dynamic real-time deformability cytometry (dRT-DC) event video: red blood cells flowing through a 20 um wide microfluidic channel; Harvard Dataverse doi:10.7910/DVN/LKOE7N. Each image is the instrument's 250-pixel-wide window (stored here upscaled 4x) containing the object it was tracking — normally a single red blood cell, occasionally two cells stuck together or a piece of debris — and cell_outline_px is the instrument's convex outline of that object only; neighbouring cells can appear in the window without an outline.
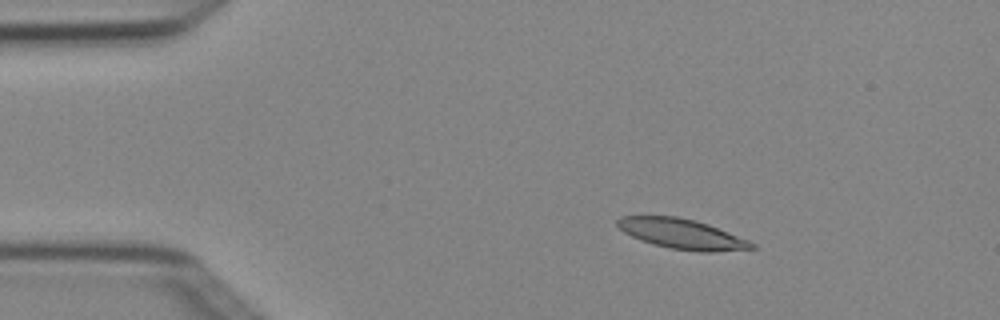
{"species": "Egyptian fruit bat (a non-hibernating species)", "species_latin": "Rousettus aegyptiacus", "temperature_condition": "cold", "stored_images_in_passage": 6, "camera_frame_rate_fps": 3000, "um_per_image_px": 0.085, "animal": {"sex": "female"}, "frame": {"image": 1, "passage_image": 3, "time_ms": 0.667, "image_size_px": [1000, 320], "cell_outline_px": [[756, 248], [712, 252], [700, 252], [668, 248], [652, 244], [632, 236], [624, 232], [616, 224], [616, 220], [620, 216], [676, 216], [696, 220], [708, 224], [748, 240], [756, 244]], "centroid_in_image_um": [57.96, 19.88], "position_along_channel_um": 27.0, "area_um2": 23.47}}
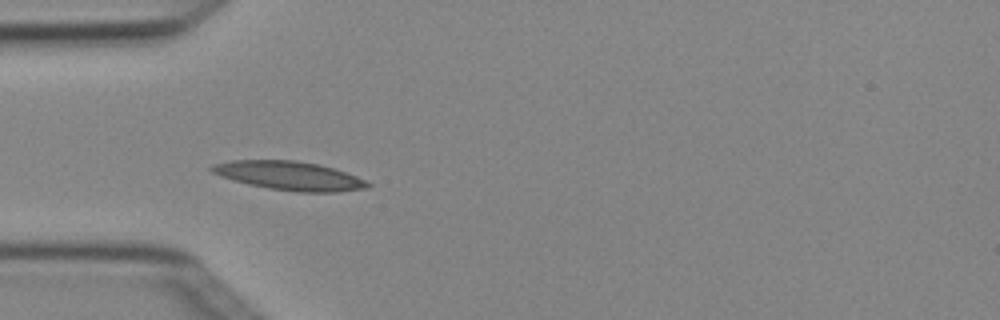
{"frame": {"image": 2, "passage_image": 5, "time_ms": 1.333, "image_size_px": [1000, 320], "cell_outline_px": [[372, 184], [368, 188], [336, 192], [296, 192], [268, 188], [248, 184], [232, 180], [220, 176], [212, 172], [208, 168], [212, 164], [232, 160], [292, 160], [320, 164], [356, 176]], "centroid_in_image_um": [24.56, 14.94], "position_along_channel_um": 60.4, "area_um2": 26.18}}
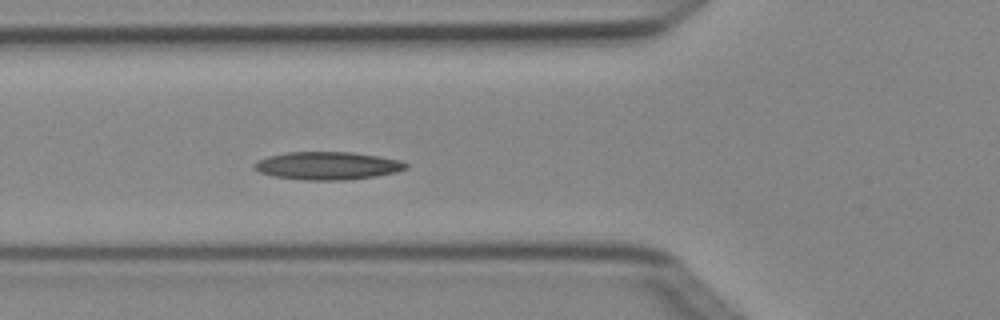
{"frame": {"image": 3, "passage_image": 6, "time_ms": 1.667, "image_size_px": [1000, 320], "cell_outline_px": [[408, 168], [396, 172], [376, 176], [344, 180], [300, 180], [272, 176], [260, 172], [252, 168], [252, 164], [256, 160], [268, 156], [288, 152], [352, 152], [400, 160], [408, 164]], "centroid_in_image_um": [27.79, 14.09], "position_along_channel_um": 98.0, "area_um2": 24.8}}